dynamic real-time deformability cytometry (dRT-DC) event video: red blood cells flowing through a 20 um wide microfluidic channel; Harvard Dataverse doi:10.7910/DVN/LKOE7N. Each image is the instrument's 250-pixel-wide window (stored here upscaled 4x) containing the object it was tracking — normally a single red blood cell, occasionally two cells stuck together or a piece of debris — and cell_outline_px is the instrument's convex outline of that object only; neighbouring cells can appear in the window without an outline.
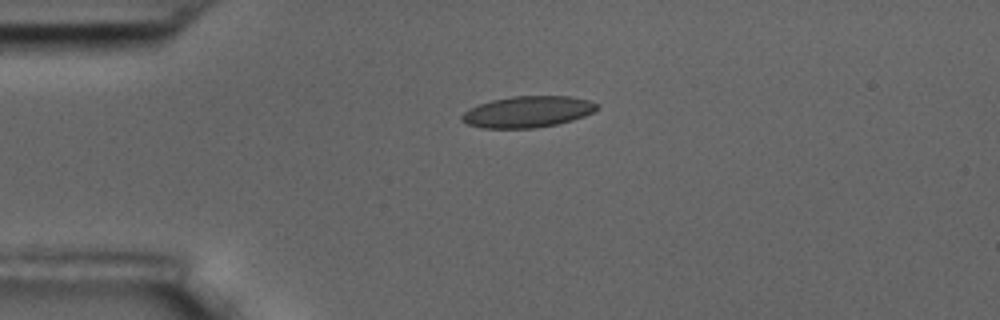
{"species": "common noctule bat (a hibernating species)", "species_latin": "Nyctalus noctula", "temperature_condition": "room temperature", "stored_images_in_passage": 3, "camera_frame_rate_fps": 3000, "um_per_image_px": 0.085, "animal": {"sex": "male", "body_mass_g": 17.5, "forearm_length_mm": 52.3}, "frame": {"image": 1, "passage_image": 1, "time_ms": 0.0, "image_size_px": [1000, 320], "cell_outline_px": [[600, 104], [592, 112], [584, 116], [572, 120], [556, 124], [536, 128], [484, 128], [468, 124], [460, 120], [460, 116], [468, 108], [492, 100], [512, 96], [568, 96], [588, 100]], "centroid_in_image_um": [44.82, 9.5], "position_along_channel_um": 40.2, "area_um2": 24.57}}